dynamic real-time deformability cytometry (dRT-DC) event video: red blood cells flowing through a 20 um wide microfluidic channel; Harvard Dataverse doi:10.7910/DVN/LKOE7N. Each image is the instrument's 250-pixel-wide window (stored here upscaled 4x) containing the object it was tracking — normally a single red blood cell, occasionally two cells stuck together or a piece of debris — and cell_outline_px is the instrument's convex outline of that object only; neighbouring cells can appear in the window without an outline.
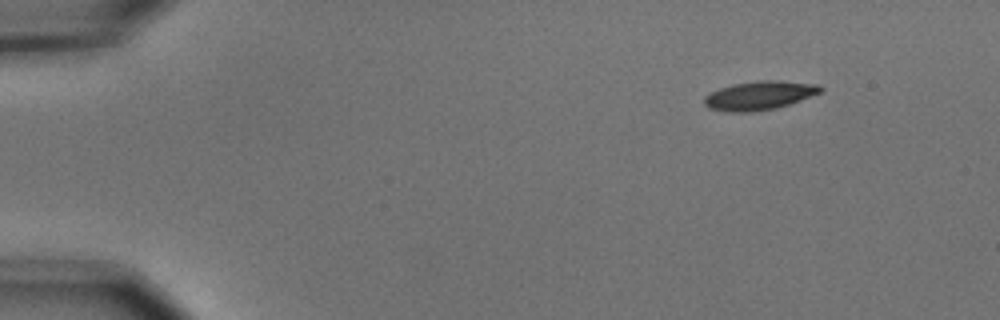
{"species": "common noctule bat (a hibernating species)", "species_latin": "Nyctalus noctula", "temperature_condition": "cold", "stored_images_in_passage": 3, "camera_frame_rate_fps": 3000, "um_per_image_px": 0.085, "animal": {"sex": "male", "body_mass_g": 15.6}, "frame": {"image": 1, "passage_image": 3, "time_ms": 0.667, "image_size_px": [1000, 320], "cell_outline_px": [[824, 88], [820, 92], [800, 100], [776, 108], [752, 112], [728, 112], [708, 108], [704, 104], [704, 96], [720, 88], [732, 84], [760, 80], [776, 80], [820, 84]], "centroid_in_image_um": [64.54, 8.11], "position_along_channel_um": 20.5, "area_um2": 19.48}}